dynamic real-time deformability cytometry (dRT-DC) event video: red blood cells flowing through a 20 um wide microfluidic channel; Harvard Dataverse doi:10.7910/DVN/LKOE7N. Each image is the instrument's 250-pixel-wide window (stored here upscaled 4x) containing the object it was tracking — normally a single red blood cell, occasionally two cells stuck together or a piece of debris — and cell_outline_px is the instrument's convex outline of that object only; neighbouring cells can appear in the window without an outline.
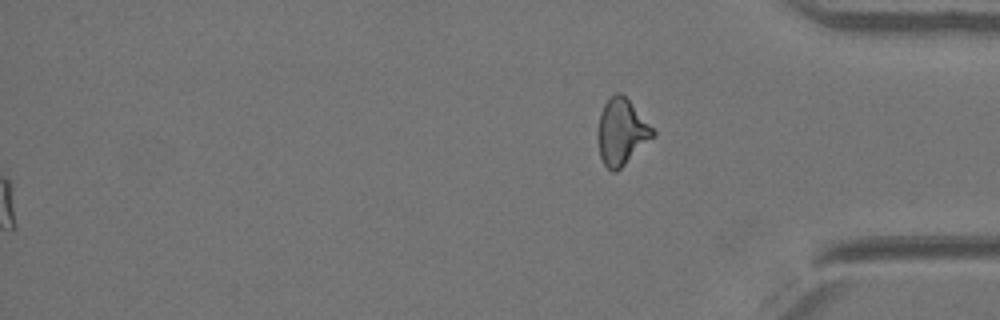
{"species": "Egyptian fruit bat (a non-hibernating species)", "species_latin": "Rousettus aegyptiacus", "temperature_condition": "warm", "stored_images_in_passage": 42, "segment_of_instrument_passage": [2, 2], "camera_frame_rate_fps": 3000, "um_per_image_px": 0.085, "animal": {"sex": "female"}, "frame": {"image": 1, "passage_image": 42, "time_ms": 13.667, "image_size_px": [1000, 320], "cell_outline_px": [[656, 136], [616, 172], [612, 172], [604, 164], [600, 156], [596, 136], [600, 112], [604, 104], [616, 92], [620, 92], [628, 100], [656, 132]], "centroid_in_image_um": [52.81, 11.24], "position_along_channel_um": 382.4, "area_um2": 21.15}}